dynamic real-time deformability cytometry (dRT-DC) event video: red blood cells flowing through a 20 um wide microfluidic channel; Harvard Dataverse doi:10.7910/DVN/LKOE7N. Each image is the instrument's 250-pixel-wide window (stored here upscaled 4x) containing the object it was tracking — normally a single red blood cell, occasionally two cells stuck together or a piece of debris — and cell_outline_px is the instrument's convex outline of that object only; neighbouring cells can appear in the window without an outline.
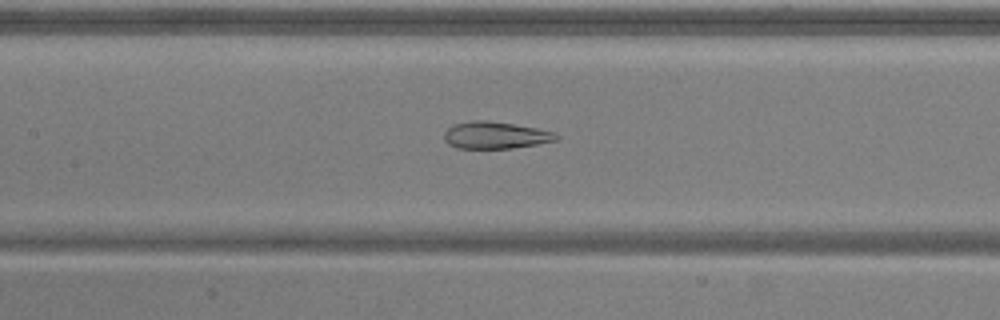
{"species": "common noctule bat (a hibernating species)", "species_latin": "Nyctalus noctula", "temperature_condition": "warm", "stored_images_in_passage": 52, "camera_frame_rate_fps": 3000, "um_per_image_px": 0.085, "animal": {"sex": "male", "body_mass_g": 20.5, "forearm_length_mm": 52.5}, "frame": {"image": 1, "passage_image": 23, "time_ms": 7.333, "image_size_px": [1000, 320], "cell_outline_px": [[560, 136], [556, 140], [536, 144], [512, 148], [456, 148], [448, 144], [444, 140], [444, 132], [452, 124], [472, 120], [484, 120], [512, 124], [536, 128], [556, 132]], "centroid_in_image_um": [42.08, 11.49], "position_along_channel_um": 165.3, "area_um2": 17.63}}
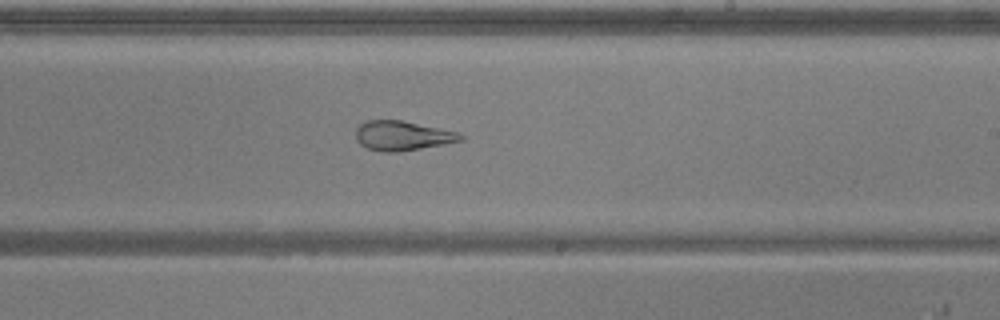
{"frame": {"image": 2, "passage_image": 30, "time_ms": 9.667, "image_size_px": [1000, 320], "cell_outline_px": [[464, 140], [444, 144], [400, 152], [384, 152], [368, 148], [360, 144], [356, 140], [356, 128], [360, 124], [368, 120], [400, 120], [460, 132], [464, 136]], "centroid_in_image_um": [34.22, 11.54], "position_along_channel_um": 254.8, "area_um2": 18.09}}
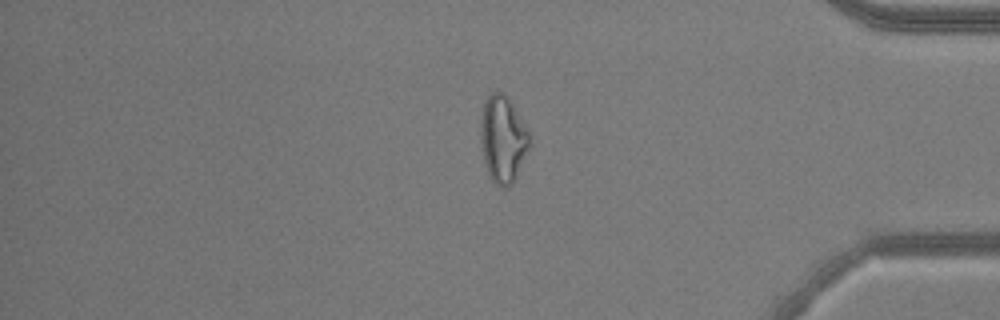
{"frame": {"image": 3, "passage_image": 43, "time_ms": 14.0, "image_size_px": [1000, 320], "cell_outline_px": [[528, 148], [516, 176], [512, 184], [504, 188], [496, 184], [492, 180], [488, 172], [484, 160], [480, 136], [480, 120], [484, 104], [488, 96], [496, 88], [504, 92], [508, 96], [528, 128]], "centroid_in_image_um": [42.73, 11.76], "position_along_channel_um": 392.5, "area_um2": 24.62}, "authors_computed_cell_mechanics": {"area_um2": 24.3916, "velocity_mm_per_s": 3.8533, "shape_relaxation_time_tau1_ms": null, "shape_relaxation_time_tau2_ms": 1.6609, "deformation_change_tau1": null, "deformation_change_tau2": 0.1054}}